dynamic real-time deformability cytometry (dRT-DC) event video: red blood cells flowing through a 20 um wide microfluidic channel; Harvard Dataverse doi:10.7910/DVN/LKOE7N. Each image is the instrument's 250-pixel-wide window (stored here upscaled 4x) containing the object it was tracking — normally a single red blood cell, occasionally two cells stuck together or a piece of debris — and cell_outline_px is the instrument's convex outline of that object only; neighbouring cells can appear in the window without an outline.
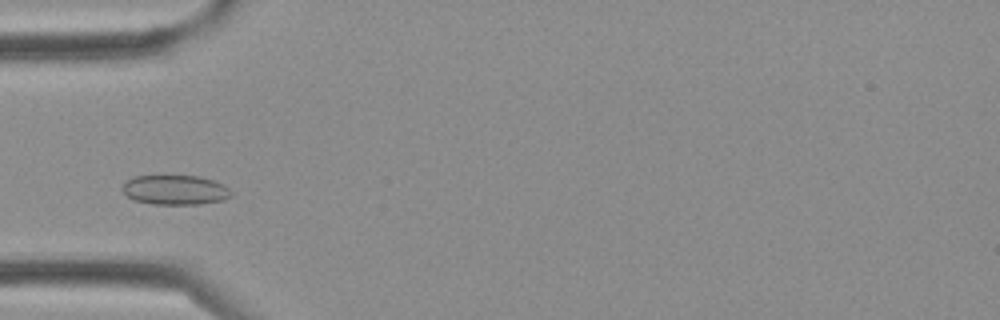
{"species": "Egyptian fruit bat (a non-hibernating species)", "species_latin": "Rousettus aegyptiacus", "temperature_condition": "cold", "stored_images_in_passage": 2, "camera_frame_rate_fps": 3000, "um_per_image_px": 0.085, "frame": {"image": 1, "passage_image": 2, "time_ms": 0.333, "image_size_px": [1000, 320], "cell_outline_px": [[232, 196], [224, 200], [200, 204], [152, 204], [136, 200], [128, 196], [120, 188], [132, 176], [200, 176], [224, 184], [232, 192]], "centroid_in_image_um": [14.92, 16.14], "position_along_channel_um": 70.1, "area_um2": 18.79}}